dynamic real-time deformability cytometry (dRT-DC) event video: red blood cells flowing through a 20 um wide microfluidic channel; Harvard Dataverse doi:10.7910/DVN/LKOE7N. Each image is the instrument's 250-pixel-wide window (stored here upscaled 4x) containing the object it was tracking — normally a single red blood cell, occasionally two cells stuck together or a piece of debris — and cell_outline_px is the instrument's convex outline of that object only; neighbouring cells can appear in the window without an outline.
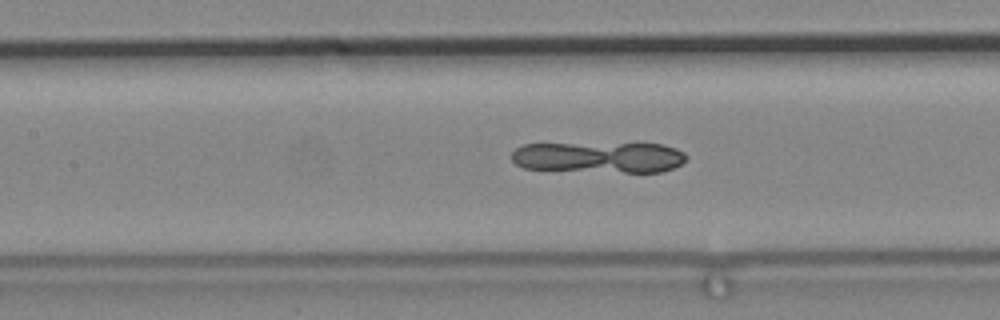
{"species": "common noctule bat (a hibernating species)", "species_latin": "Nyctalus noctula", "temperature_condition": "cold", "stored_images_in_passage": 79, "camera_frame_rate_fps": 3000, "um_per_image_px": 0.085, "animal": {"sex": "male", "body_mass_g": 19.2, "forearm_length_mm": 51.8}, "frame": {"image": 1, "passage_image": 42, "time_ms": 13.667, "image_size_px": [1000, 320], "cell_outline_px": [[688, 156], [680, 164], [672, 168], [660, 172], [624, 172], [524, 168], [516, 164], [512, 160], [512, 152], [516, 148], [524, 144], [664, 144], [676, 148], [684, 152]], "centroid_in_image_um": [50.94, 13.36], "position_along_channel_um": 156.5, "area_um2": 31.21}}